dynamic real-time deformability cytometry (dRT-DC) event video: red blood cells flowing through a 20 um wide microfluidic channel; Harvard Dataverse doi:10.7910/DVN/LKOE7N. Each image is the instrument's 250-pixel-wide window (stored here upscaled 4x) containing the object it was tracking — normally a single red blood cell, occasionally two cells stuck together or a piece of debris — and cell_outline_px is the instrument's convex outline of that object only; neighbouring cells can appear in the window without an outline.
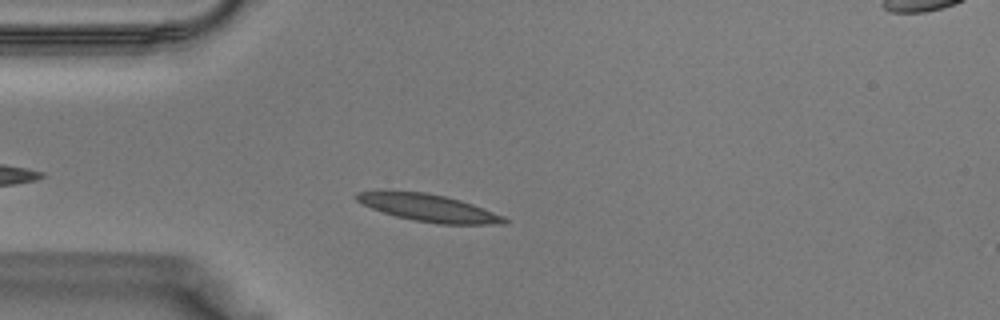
{"species": "Egyptian fruit bat (a non-hibernating species)", "species_latin": "Rousettus aegyptiacus", "temperature_condition": "warm", "stored_images_in_passage": 25, "camera_frame_rate_fps": 3000, "um_per_image_px": 0.085, "animal": {"sex": "male"}, "frame": {"image": 1, "passage_image": 4, "time_ms": 1.0, "image_size_px": [1000, 320], "cell_outline_px": [[508, 220], [504, 224], [436, 224], [412, 220], [396, 216], [372, 208], [356, 200], [356, 192], [424, 192], [444, 196], [460, 200], [472, 204], [504, 216]], "centroid_in_image_um": [36.49, 17.69], "position_along_channel_um": 48.5, "area_um2": 22.89}}
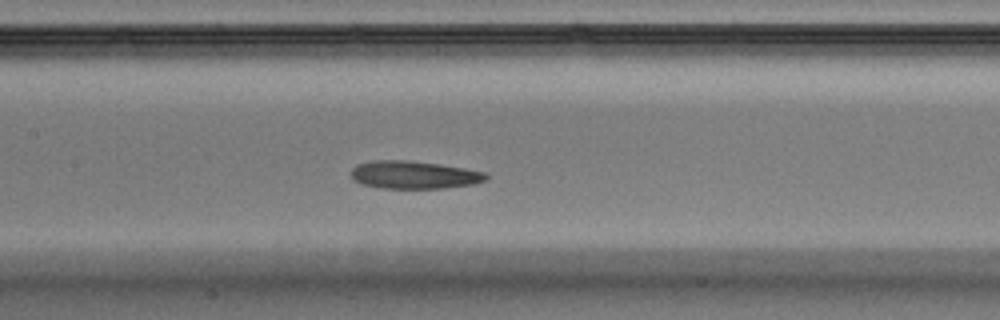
{"frame": {"image": 2, "passage_image": 12, "time_ms": 3.667, "image_size_px": [1000, 320], "cell_outline_px": [[488, 176], [484, 180], [472, 184], [444, 188], [380, 188], [360, 184], [352, 180], [352, 168], [356, 164], [372, 160], [408, 160], [440, 164], [488, 172]], "centroid_in_image_um": [35.15, 14.85], "position_along_channel_um": 172.2, "area_um2": 22.02}}
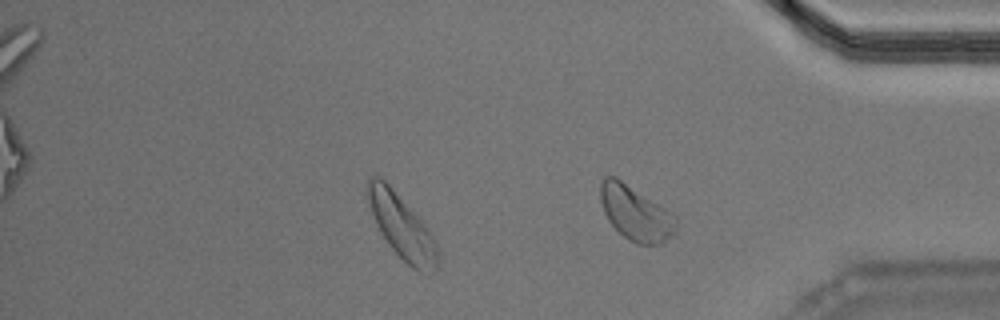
{"frame": {"image": 3, "passage_image": 25, "time_ms": 8.0, "image_size_px": [1000, 320], "cell_outline_px": [[676, 232], [672, 236], [660, 244], [636, 244], [628, 240], [608, 220], [604, 212], [600, 200], [600, 180], [604, 176], [616, 176], [672, 212], [676, 216]], "centroid_in_image_um": [54.03, 18.1], "position_along_channel_um": 381.2, "area_um2": 24.22}}